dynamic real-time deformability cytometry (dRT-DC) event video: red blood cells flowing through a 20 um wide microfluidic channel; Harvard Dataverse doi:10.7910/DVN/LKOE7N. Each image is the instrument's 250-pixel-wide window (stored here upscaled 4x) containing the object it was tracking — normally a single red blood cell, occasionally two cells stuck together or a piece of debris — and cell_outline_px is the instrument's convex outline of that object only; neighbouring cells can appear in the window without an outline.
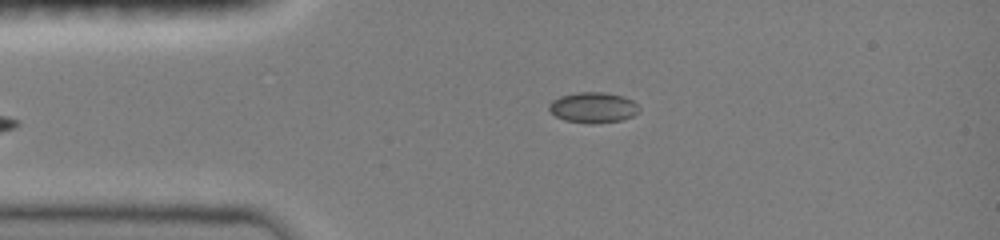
{"species": "common noctule bat (a hibernating species)", "species_latin": "Nyctalus noctula", "temperature_condition": "room temperature", "stored_images_in_passage": 5, "camera_frame_rate_fps": 3000, "um_per_image_px": 0.085, "animal": {"sex": "female", "body_mass_g": 19.0, "forearm_length_mm": 51.5}, "frame": {"image": 1, "passage_image": 5, "time_ms": 4.0, "image_size_px": [1000, 240], "cell_outline_px": [[640, 112], [632, 116], [620, 120], [592, 124], [588, 124], [564, 120], [556, 116], [548, 108], [548, 104], [552, 100], [560, 96], [576, 92], [604, 92], [624, 96], [632, 100], [640, 108]], "centroid_in_image_um": [50.41, 9.13], "position_along_channel_um": 34.6, "area_um2": 16.18}}